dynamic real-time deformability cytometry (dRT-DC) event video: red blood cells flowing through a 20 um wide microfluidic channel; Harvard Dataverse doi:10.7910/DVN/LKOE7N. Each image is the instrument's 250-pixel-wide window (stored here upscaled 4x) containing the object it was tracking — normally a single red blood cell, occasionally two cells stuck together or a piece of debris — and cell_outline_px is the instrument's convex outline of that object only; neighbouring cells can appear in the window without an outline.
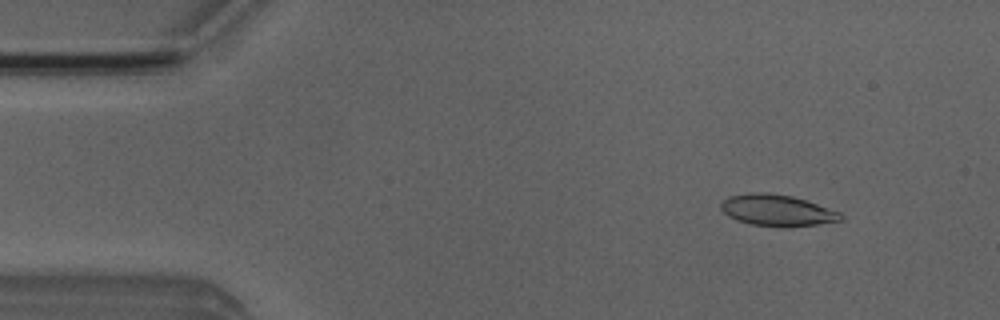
{"species": "Egyptian fruit bat (a non-hibernating species)", "species_latin": "Rousettus aegyptiacus", "temperature_condition": "room temperature", "stored_images_in_passage": 51, "camera_frame_rate_fps": 3000, "um_per_image_px": 0.085, "animal": {"sex": "male"}, "frame": {"image": 1, "passage_image": 6, "time_ms": 1.667, "image_size_px": [1000, 320], "cell_outline_px": [[844, 220], [788, 228], [780, 228], [752, 224], [736, 220], [728, 216], [720, 208], [720, 204], [728, 196], [752, 192], [768, 192], [792, 196], [840, 212], [844, 216]], "centroid_in_image_um": [66.04, 17.89], "position_along_channel_um": 19.0, "area_um2": 22.08}}
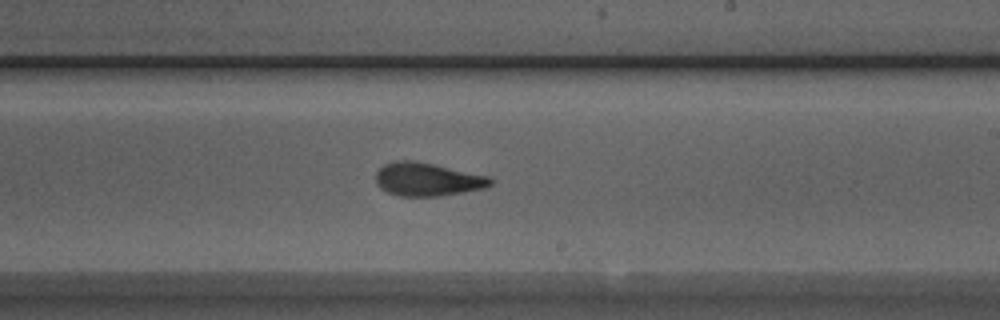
{"frame": {"image": 2, "passage_image": 30, "time_ms": 9.667, "image_size_px": [1000, 320], "cell_outline_px": [[496, 180], [488, 188], [440, 196], [400, 196], [388, 192], [380, 188], [376, 184], [376, 172], [384, 164], [396, 160], [412, 160], [432, 164], [488, 176]], "centroid_in_image_um": [36.35, 15.25], "position_along_channel_um": 252.7, "area_um2": 22.31}}
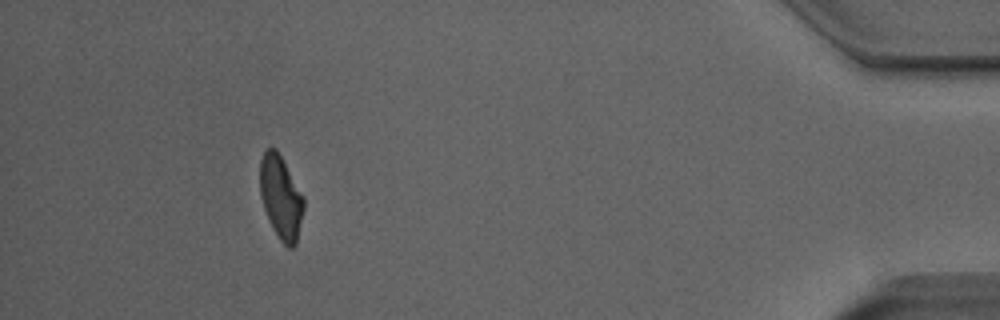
{"frame": {"image": 3, "passage_image": 47, "time_ms": 15.333, "image_size_px": [1000, 320], "cell_outline_px": [[304, 208], [296, 244], [292, 248], [288, 248], [280, 240], [272, 228], [264, 208], [260, 196], [260, 160], [264, 152], [268, 148], [276, 148], [304, 196]], "centroid_in_image_um": [23.87, 16.78], "position_along_channel_um": 411.3, "area_um2": 21.21}, "authors_computed_cell_mechanics": {"area_um2": 22.0796, "velocity_mm_per_s": 3.9767, "shape_relaxation_time_tau1_ms": 5.4292, "shape_relaxation_time_tau2_ms": 1.9005, "deformation_change_tau1": 0.1595, "deformation_change_tau2": 0.0897}}